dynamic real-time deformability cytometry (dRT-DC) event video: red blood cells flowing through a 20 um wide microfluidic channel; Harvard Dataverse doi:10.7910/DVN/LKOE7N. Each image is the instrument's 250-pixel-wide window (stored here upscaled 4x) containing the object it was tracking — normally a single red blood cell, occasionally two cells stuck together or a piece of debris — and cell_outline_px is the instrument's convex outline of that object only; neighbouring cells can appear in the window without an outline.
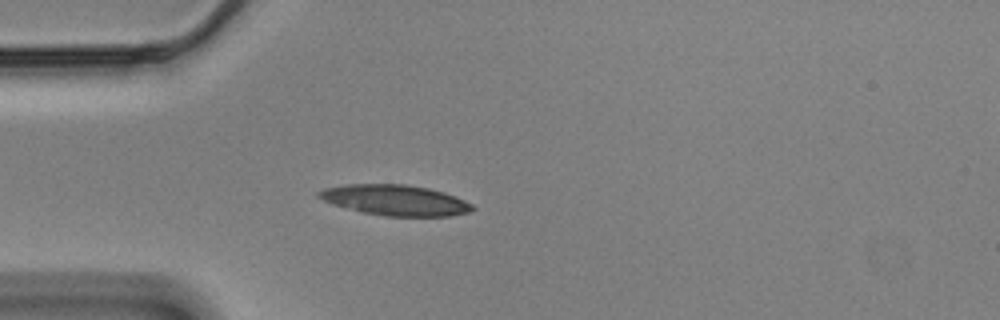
{"species": "Egyptian fruit bat (a non-hibernating species)", "species_latin": "Rousettus aegyptiacus", "temperature_condition": "cold", "stored_images_in_passage": 43, "camera_frame_rate_fps": 3000, "um_per_image_px": 0.085, "animal": {"sex": "male"}, "frame": {"image": 1, "passage_image": 1, "time_ms": 0.0, "image_size_px": [1000, 320], "cell_outline_px": [[476, 208], [472, 212], [452, 216], [384, 216], [364, 212], [332, 204], [316, 196], [316, 192], [324, 188], [348, 184], [404, 184], [428, 188], [444, 192], [456, 196], [472, 204]], "centroid_in_image_um": [33.63, 17.01], "position_along_channel_um": 51.4, "area_um2": 27.46}}
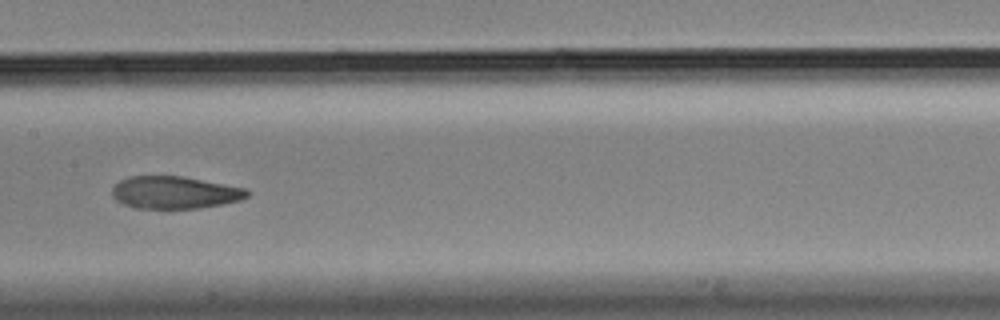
{"frame": {"image": 2, "passage_image": 14, "time_ms": 4.333, "image_size_px": [1000, 320], "cell_outline_px": [[252, 192], [248, 196], [240, 200], [200, 208], [136, 208], [124, 204], [116, 200], [112, 196], [112, 188], [120, 180], [128, 176], [184, 176], [248, 188]], "centroid_in_image_um": [14.88, 16.35], "position_along_channel_um": 192.5, "area_um2": 25.66}}
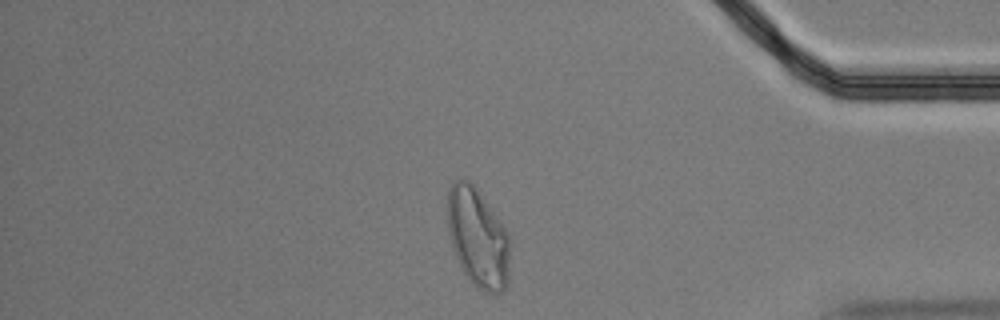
{"frame": {"image": 3, "passage_image": 34, "time_ms": 11.0, "image_size_px": [1000, 320], "cell_outline_px": [[508, 284], [504, 292], [496, 296], [484, 292], [476, 288], [472, 284], [464, 272], [452, 248], [448, 232], [444, 208], [448, 188], [456, 180], [464, 176], [476, 188], [496, 216], [504, 228], [508, 236]], "centroid_in_image_um": [40.55, 20.22], "position_along_channel_um": 394.6, "area_um2": 36.59}}